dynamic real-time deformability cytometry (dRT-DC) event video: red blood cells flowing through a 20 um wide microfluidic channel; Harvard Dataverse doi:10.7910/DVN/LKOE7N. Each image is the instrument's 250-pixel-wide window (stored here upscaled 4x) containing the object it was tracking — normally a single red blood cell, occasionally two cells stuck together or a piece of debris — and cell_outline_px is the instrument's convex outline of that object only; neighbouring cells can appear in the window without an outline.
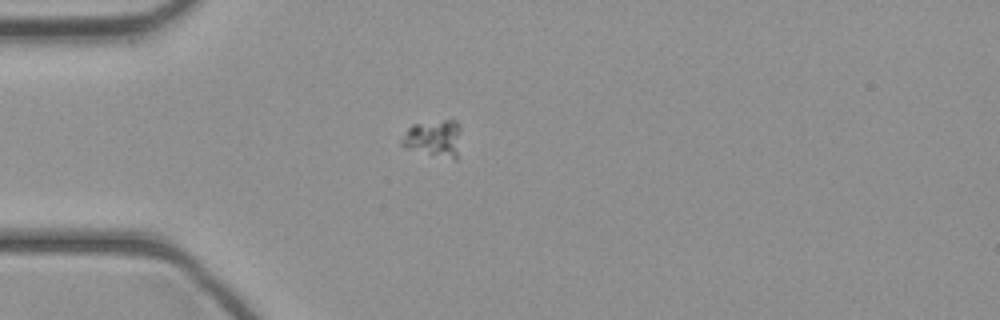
{"species": "common noctule bat (a hibernating species)", "species_latin": "Nyctalus noctula", "temperature_condition": "cold", "stored_images_in_passage": 34, "camera_frame_rate_fps": 3000, "um_per_image_px": 0.085, "animal": {"sex": "female", "body_mass_g": 21.9}, "frame": {"image": 1, "passage_image": 1, "time_ms": 0.0, "image_size_px": [1000, 320], "cell_outline_px": [[460, 128], [456, 160], [404, 148], [400, 144], [400, 140], [408, 128], [412, 124], [444, 120], [456, 120], [460, 124]], "centroid_in_image_um": [36.85, 11.75], "position_along_channel_um": 48.2, "area_um2": 12.72}}
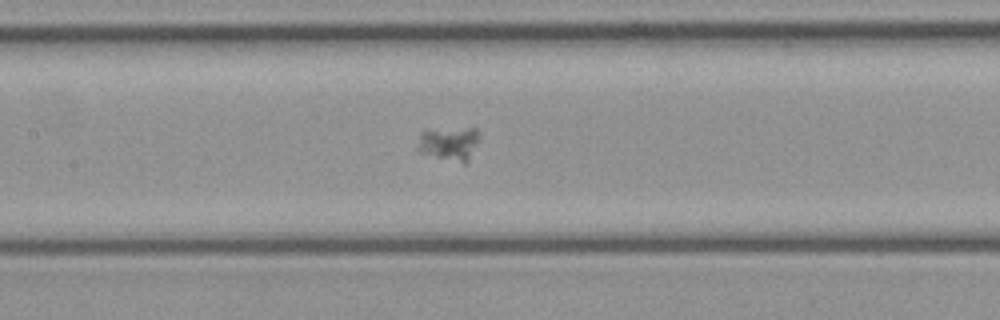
{"frame": {"image": 2, "passage_image": 10, "time_ms": 3.0, "image_size_px": [1000, 320], "cell_outline_px": [[476, 140], [468, 160], [464, 164], [420, 152], [416, 148], [420, 132], [424, 128], [476, 128]], "centroid_in_image_um": [38.06, 12.16], "position_along_channel_um": 169.3, "area_um2": 12.02}}
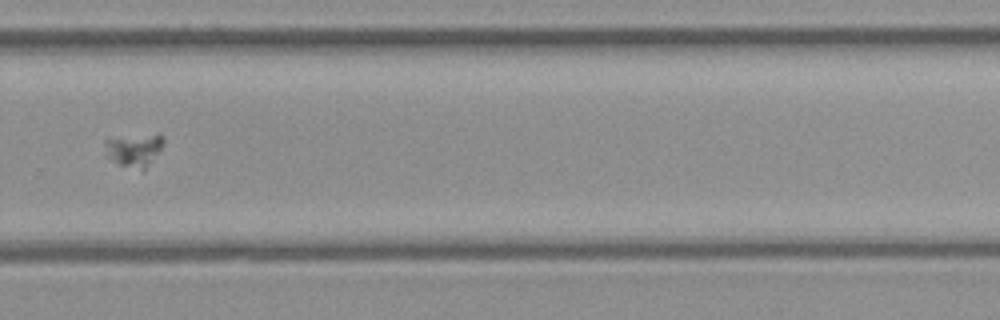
{"frame": {"image": 3, "passage_image": 20, "time_ms": 6.333, "image_size_px": [1000, 320], "cell_outline_px": [[164, 140], [160, 148], [144, 172], [116, 164], [104, 156], [104, 140], [160, 132], [164, 136]], "centroid_in_image_um": [11.38, 12.77], "position_along_channel_um": 318.4, "area_um2": 11.62}}